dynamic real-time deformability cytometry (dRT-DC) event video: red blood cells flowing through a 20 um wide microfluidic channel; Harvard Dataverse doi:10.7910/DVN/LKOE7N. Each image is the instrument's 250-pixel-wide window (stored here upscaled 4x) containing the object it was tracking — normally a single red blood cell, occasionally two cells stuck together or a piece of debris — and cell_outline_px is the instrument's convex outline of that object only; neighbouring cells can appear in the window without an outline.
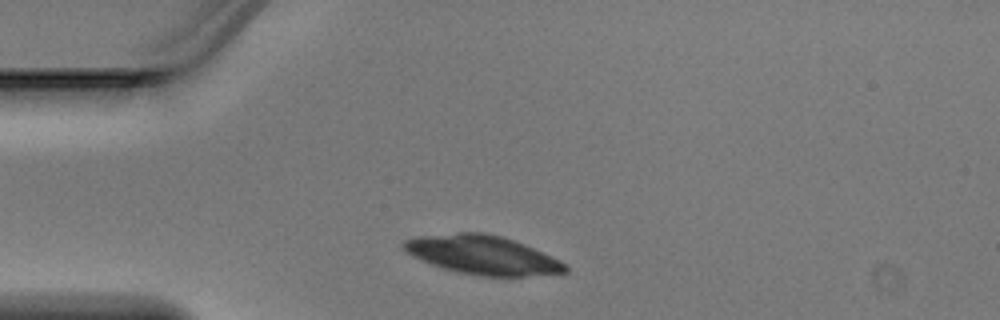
{"species": "Egyptian fruit bat (a non-hibernating species)", "species_latin": "Rousettus aegyptiacus", "temperature_condition": "warm", "stored_images_in_passage": 2, "camera_frame_rate_fps": 3000, "um_per_image_px": 0.085, "animal": {"sex": "male"}, "frame": {"image": 1, "passage_image": 1, "time_ms": 0.0, "image_size_px": [1000, 320], "cell_outline_px": [[568, 272], [524, 276], [480, 276], [456, 272], [432, 264], [412, 256], [404, 248], [404, 240], [420, 236], [456, 232], [484, 232], [500, 236], [524, 244], [552, 256], [568, 264]], "centroid_in_image_um": [41.05, 21.67], "position_along_channel_um": 44.0, "area_um2": 36.36}}